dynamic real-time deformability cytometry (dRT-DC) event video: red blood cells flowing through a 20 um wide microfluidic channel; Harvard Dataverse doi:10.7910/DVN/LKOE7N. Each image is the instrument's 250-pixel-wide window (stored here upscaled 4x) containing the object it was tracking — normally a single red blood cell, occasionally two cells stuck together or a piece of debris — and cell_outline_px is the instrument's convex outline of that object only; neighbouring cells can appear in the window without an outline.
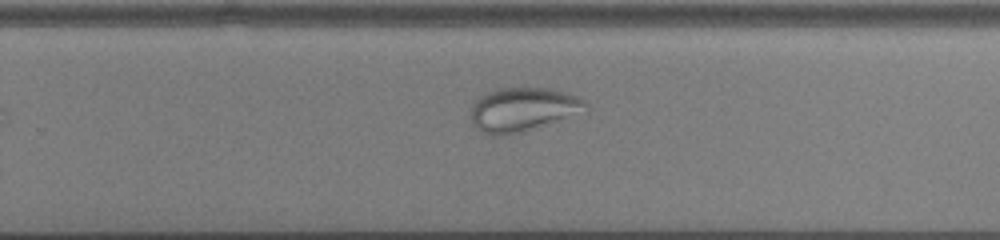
{"species": "common noctule bat (a hibernating species)", "species_latin": "Nyctalus noctula", "temperature_condition": "cold", "stored_images_in_passage": 32, "camera_frame_rate_fps": 3000, "um_per_image_px": 0.085, "animal": {"sex": "male", "body_mass_g": 13.0, "forearm_length_mm": 53.1}, "frame": {"image": 1, "passage_image": 19, "time_ms": 6.0, "image_size_px": [1000, 240], "cell_outline_px": [[588, 112], [524, 132], [504, 136], [492, 136], [476, 128], [472, 124], [472, 108], [476, 100], [480, 96], [488, 92], [500, 88], [524, 84], [552, 88], [576, 96], [584, 100], [588, 104]], "centroid_in_image_um": [44.51, 9.28], "position_along_channel_um": 285.3, "area_um2": 30.52}}
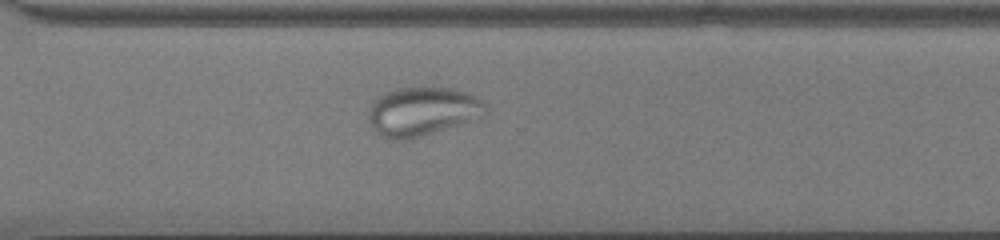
{"frame": {"image": 2, "passage_image": 23, "time_ms": 7.333, "image_size_px": [1000, 240], "cell_outline_px": [[488, 116], [480, 120], [400, 140], [392, 140], [380, 136], [376, 132], [368, 120], [368, 108], [384, 92], [396, 88], [452, 88], [468, 92], [484, 100], [488, 104]], "centroid_in_image_um": [36.0, 9.46], "position_along_channel_um": 334.6, "area_um2": 33.76}}